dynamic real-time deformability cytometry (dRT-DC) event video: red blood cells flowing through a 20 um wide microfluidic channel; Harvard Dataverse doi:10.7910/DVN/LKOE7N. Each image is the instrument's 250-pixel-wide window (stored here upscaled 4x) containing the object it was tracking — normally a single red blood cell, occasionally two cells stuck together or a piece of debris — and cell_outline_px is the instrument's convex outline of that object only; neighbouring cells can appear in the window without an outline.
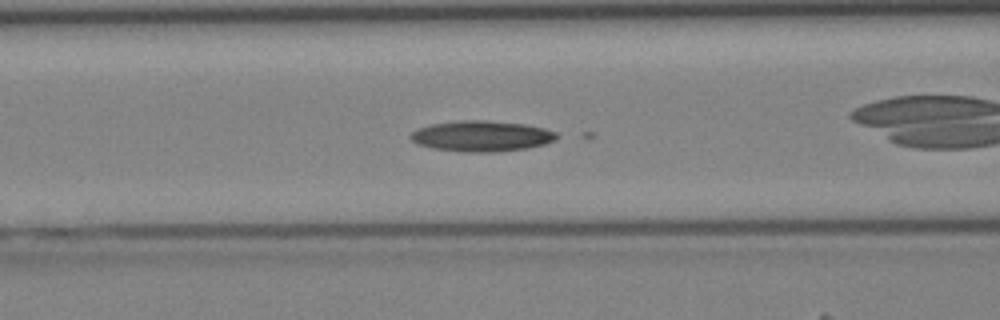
{"species": "Egyptian fruit bat (a non-hibernating species)", "species_latin": "Rousettus aegyptiacus", "temperature_condition": "cold", "stored_images_in_passage": 31, "camera_frame_rate_fps": 3000, "um_per_image_px": 0.085, "animal": {"sex": "female"}, "frame": {"image": 1, "passage_image": 5, "time_ms": 1.333, "image_size_px": [1000, 320], "cell_outline_px": [[564, 136], [556, 140], [544, 144], [524, 148], [496, 152], [464, 152], [432, 148], [416, 144], [408, 136], [416, 128], [432, 124], [460, 120], [488, 120], [524, 124], [544, 128], [556, 132]], "centroid_in_image_um": [40.95, 11.56], "position_along_channel_um": 125.7, "area_um2": 26.41}}